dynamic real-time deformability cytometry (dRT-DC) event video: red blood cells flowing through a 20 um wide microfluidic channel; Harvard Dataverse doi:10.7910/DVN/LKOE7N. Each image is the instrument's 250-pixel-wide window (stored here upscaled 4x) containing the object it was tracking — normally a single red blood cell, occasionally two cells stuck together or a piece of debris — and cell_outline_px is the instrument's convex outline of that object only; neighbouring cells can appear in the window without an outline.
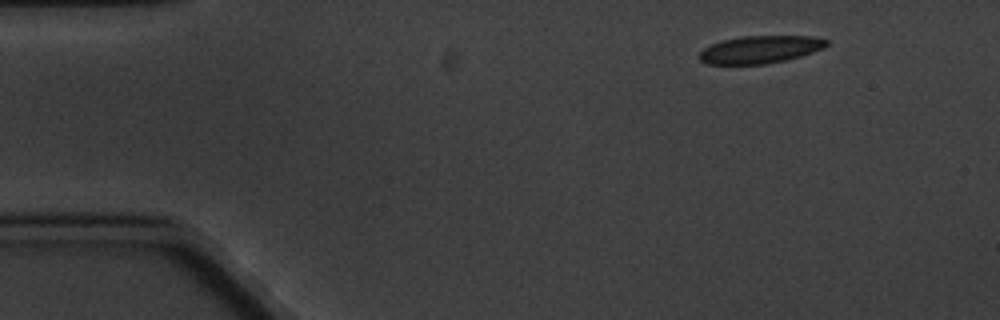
{"species": "common noctule bat (a hibernating species)", "species_latin": "Nyctalus noctula", "temperature_condition": "cold", "stored_images_in_passage": 5, "camera_frame_rate_fps": 3000, "um_per_image_px": 0.085, "animal": {"sex": "male", "body_mass_g": 20.1, "forearm_length_mm": 53.5}, "frame": {"image": 1, "passage_image": 1, "time_ms": 0.0, "image_size_px": [1000, 320], "cell_outline_px": [[828, 44], [824, 48], [800, 56], [784, 60], [764, 64], [708, 64], [700, 60], [700, 52], [704, 48], [720, 40], [740, 36], [812, 36], [828, 40]], "centroid_in_image_um": [64.61, 4.2], "position_along_channel_um": 20.4, "area_um2": 20.35}}
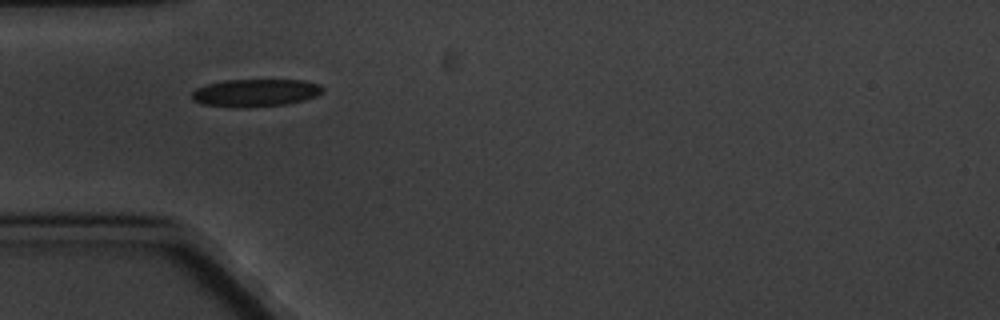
{"frame": {"image": 2, "passage_image": 4, "time_ms": 3.667, "image_size_px": [1000, 320], "cell_outline_px": [[324, 92], [316, 96], [304, 100], [284, 104], [248, 108], [240, 108], [204, 104], [192, 100], [192, 92], [196, 88], [208, 84], [224, 80], [304, 80], [320, 84], [324, 88]], "centroid_in_image_um": [21.74, 7.89], "position_along_channel_um": 63.3, "area_um2": 21.15}}